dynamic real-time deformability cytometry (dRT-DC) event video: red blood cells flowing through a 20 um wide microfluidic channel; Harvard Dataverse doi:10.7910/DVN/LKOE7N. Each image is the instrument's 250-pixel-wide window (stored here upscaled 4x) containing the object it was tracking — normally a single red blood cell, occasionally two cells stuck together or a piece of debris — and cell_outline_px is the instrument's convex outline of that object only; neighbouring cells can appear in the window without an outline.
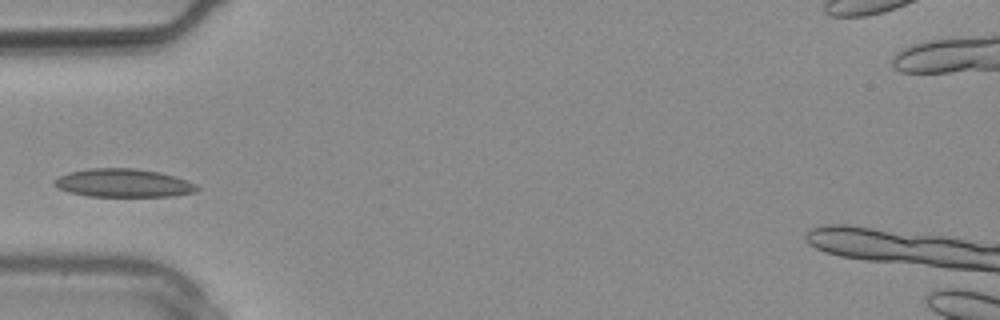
{"species": "common noctule bat (a hibernating species)", "species_latin": "Nyctalus noctula", "temperature_condition": "warm", "stored_images_in_passage": 3, "camera_frame_rate_fps": 3000, "um_per_image_px": 0.085, "animal": {"sex": "male", "body_mass_g": 20.4}, "frame": {"image": 1, "passage_image": 3, "time_ms": 0.667, "image_size_px": [1000, 320], "cell_outline_px": [[200, 188], [196, 192], [172, 196], [88, 196], [68, 192], [52, 184], [60, 176], [68, 172], [92, 168], [136, 168], [160, 172], [188, 180], [196, 184]], "centroid_in_image_um": [10.53, 15.55], "position_along_channel_um": 74.5, "area_um2": 23.52}}